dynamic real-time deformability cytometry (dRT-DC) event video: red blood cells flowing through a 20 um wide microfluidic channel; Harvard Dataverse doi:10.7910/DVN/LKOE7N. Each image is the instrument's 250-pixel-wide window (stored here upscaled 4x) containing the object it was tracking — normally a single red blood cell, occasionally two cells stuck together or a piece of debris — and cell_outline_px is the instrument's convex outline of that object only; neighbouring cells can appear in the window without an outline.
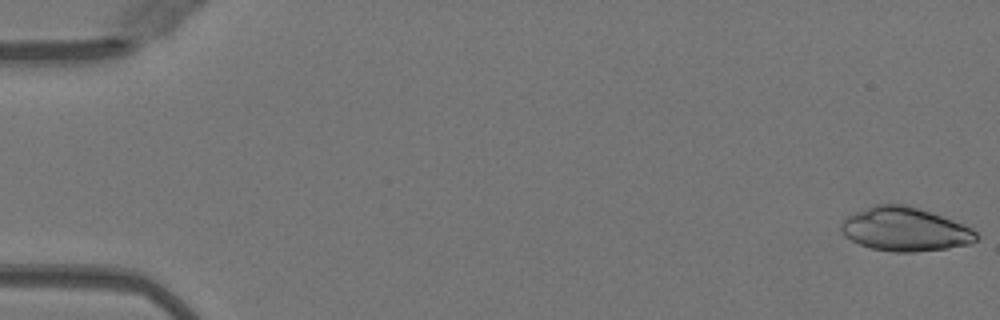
{"species": "Egyptian fruit bat (a non-hibernating species)", "species_latin": "Rousettus aegyptiacus", "temperature_condition": "warm", "stored_images_in_passage": 47, "camera_frame_rate_fps": 3000, "um_per_image_px": 0.085, "animal": {"sex": "female"}, "frame": {"image": 1, "passage_image": 1, "time_ms": 0.0, "image_size_px": [1000, 320], "cell_outline_px": [[976, 240], [972, 244], [948, 248], [912, 252], [892, 252], [872, 248], [860, 244], [844, 236], [840, 228], [840, 224], [844, 216], [876, 204], [904, 204], [952, 220], [972, 228], [976, 232]], "centroid_in_image_um": [76.88, 19.49], "position_along_channel_um": 8.1, "area_um2": 34.28}}